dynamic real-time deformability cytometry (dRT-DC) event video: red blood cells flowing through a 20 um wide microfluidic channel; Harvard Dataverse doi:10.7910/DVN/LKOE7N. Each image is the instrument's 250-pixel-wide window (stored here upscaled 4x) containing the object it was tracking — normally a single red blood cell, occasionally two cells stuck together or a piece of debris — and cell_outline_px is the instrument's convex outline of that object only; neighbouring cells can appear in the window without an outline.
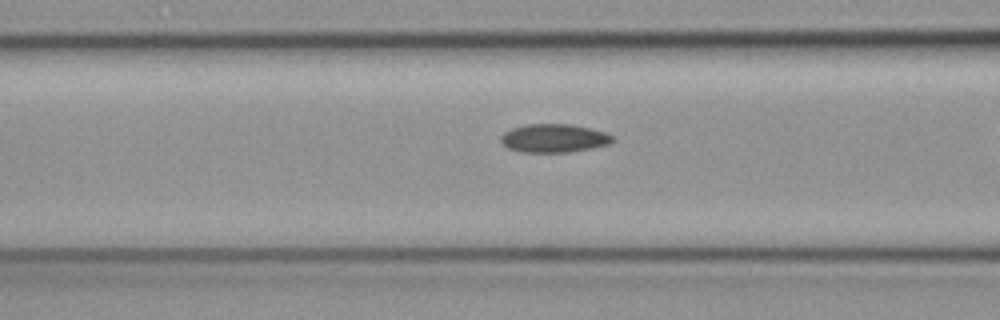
{"species": "common noctule bat (a hibernating species)", "species_latin": "Nyctalus noctula", "temperature_condition": "cold", "stored_images_in_passage": 21, "camera_frame_rate_fps": 3000, "um_per_image_px": 0.085, "animal": {"sex": "female", "body_mass_g": 19.3, "forearm_length_mm": 54.1}, "frame": {"image": 1, "passage_image": 20, "time_ms": 6.333, "image_size_px": [1000, 320], "cell_outline_px": [[612, 140], [608, 144], [592, 148], [568, 152], [524, 152], [508, 148], [500, 140], [500, 136], [504, 132], [512, 128], [524, 124], [572, 124], [592, 128], [604, 132], [612, 136]], "centroid_in_image_um": [47.06, 11.74], "position_along_channel_um": 119.5, "area_um2": 18.44}}